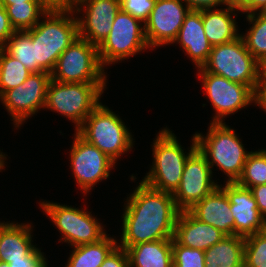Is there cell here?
I'll use <instances>...</instances> for the list:
<instances>
[{
    "label": "cell",
    "instance_id": "ba28073f",
    "mask_svg": "<svg viewBox=\"0 0 266 267\" xmlns=\"http://www.w3.org/2000/svg\"><path fill=\"white\" fill-rule=\"evenodd\" d=\"M98 46L78 38L58 58L51 79L62 83L106 84Z\"/></svg>",
    "mask_w": 266,
    "mask_h": 267
},
{
    "label": "cell",
    "instance_id": "60d3db41",
    "mask_svg": "<svg viewBox=\"0 0 266 267\" xmlns=\"http://www.w3.org/2000/svg\"><path fill=\"white\" fill-rule=\"evenodd\" d=\"M266 9V0H248L241 8L240 12L251 14L263 12Z\"/></svg>",
    "mask_w": 266,
    "mask_h": 267
},
{
    "label": "cell",
    "instance_id": "d6a6232c",
    "mask_svg": "<svg viewBox=\"0 0 266 267\" xmlns=\"http://www.w3.org/2000/svg\"><path fill=\"white\" fill-rule=\"evenodd\" d=\"M155 3L156 0H120V8L140 20L144 25Z\"/></svg>",
    "mask_w": 266,
    "mask_h": 267
},
{
    "label": "cell",
    "instance_id": "7402d4cb",
    "mask_svg": "<svg viewBox=\"0 0 266 267\" xmlns=\"http://www.w3.org/2000/svg\"><path fill=\"white\" fill-rule=\"evenodd\" d=\"M235 11H240V9L230 5H227L225 9L202 10L205 35L212 47L229 43L240 37L241 34L237 32V22L234 19L237 15ZM232 14L235 15L232 16Z\"/></svg>",
    "mask_w": 266,
    "mask_h": 267
},
{
    "label": "cell",
    "instance_id": "d6986e66",
    "mask_svg": "<svg viewBox=\"0 0 266 267\" xmlns=\"http://www.w3.org/2000/svg\"><path fill=\"white\" fill-rule=\"evenodd\" d=\"M224 237L220 230L199 221L189 211H180L173 235L179 245L205 251Z\"/></svg>",
    "mask_w": 266,
    "mask_h": 267
},
{
    "label": "cell",
    "instance_id": "484cf974",
    "mask_svg": "<svg viewBox=\"0 0 266 267\" xmlns=\"http://www.w3.org/2000/svg\"><path fill=\"white\" fill-rule=\"evenodd\" d=\"M11 25L16 31L32 29L49 10L40 1L4 5ZM42 15V16H41Z\"/></svg>",
    "mask_w": 266,
    "mask_h": 267
},
{
    "label": "cell",
    "instance_id": "44dd1931",
    "mask_svg": "<svg viewBox=\"0 0 266 267\" xmlns=\"http://www.w3.org/2000/svg\"><path fill=\"white\" fill-rule=\"evenodd\" d=\"M31 224H15L1 222L0 224V261L24 259L36 247L32 244Z\"/></svg>",
    "mask_w": 266,
    "mask_h": 267
},
{
    "label": "cell",
    "instance_id": "ac0fdd59",
    "mask_svg": "<svg viewBox=\"0 0 266 267\" xmlns=\"http://www.w3.org/2000/svg\"><path fill=\"white\" fill-rule=\"evenodd\" d=\"M199 221L212 225L226 236L234 235V218L230 201L218 186L188 210Z\"/></svg>",
    "mask_w": 266,
    "mask_h": 267
},
{
    "label": "cell",
    "instance_id": "5b68a950",
    "mask_svg": "<svg viewBox=\"0 0 266 267\" xmlns=\"http://www.w3.org/2000/svg\"><path fill=\"white\" fill-rule=\"evenodd\" d=\"M76 133L114 162L133 147V138L121 118L100 103Z\"/></svg>",
    "mask_w": 266,
    "mask_h": 267
},
{
    "label": "cell",
    "instance_id": "d590c367",
    "mask_svg": "<svg viewBox=\"0 0 266 267\" xmlns=\"http://www.w3.org/2000/svg\"><path fill=\"white\" fill-rule=\"evenodd\" d=\"M15 31L4 8L0 11V48L6 44Z\"/></svg>",
    "mask_w": 266,
    "mask_h": 267
},
{
    "label": "cell",
    "instance_id": "7a4b0ae2",
    "mask_svg": "<svg viewBox=\"0 0 266 267\" xmlns=\"http://www.w3.org/2000/svg\"><path fill=\"white\" fill-rule=\"evenodd\" d=\"M74 10H49L32 29L26 30L34 44L35 63L52 73L59 56L79 38Z\"/></svg>",
    "mask_w": 266,
    "mask_h": 267
},
{
    "label": "cell",
    "instance_id": "1f68e13d",
    "mask_svg": "<svg viewBox=\"0 0 266 267\" xmlns=\"http://www.w3.org/2000/svg\"><path fill=\"white\" fill-rule=\"evenodd\" d=\"M173 267H205V252L179 245L172 239Z\"/></svg>",
    "mask_w": 266,
    "mask_h": 267
},
{
    "label": "cell",
    "instance_id": "f546056e",
    "mask_svg": "<svg viewBox=\"0 0 266 267\" xmlns=\"http://www.w3.org/2000/svg\"><path fill=\"white\" fill-rule=\"evenodd\" d=\"M237 183L243 187L251 188L266 184V150L251 152L244 164L242 175Z\"/></svg>",
    "mask_w": 266,
    "mask_h": 267
},
{
    "label": "cell",
    "instance_id": "e0dca14e",
    "mask_svg": "<svg viewBox=\"0 0 266 267\" xmlns=\"http://www.w3.org/2000/svg\"><path fill=\"white\" fill-rule=\"evenodd\" d=\"M230 201V210L234 218V235L247 237L266 229V220L259 212L256 200L250 188L237 182L219 185Z\"/></svg>",
    "mask_w": 266,
    "mask_h": 267
},
{
    "label": "cell",
    "instance_id": "f1b7e54d",
    "mask_svg": "<svg viewBox=\"0 0 266 267\" xmlns=\"http://www.w3.org/2000/svg\"><path fill=\"white\" fill-rule=\"evenodd\" d=\"M3 48L31 73H39L43 70L35 63L34 44L31 36L26 31H15L7 40Z\"/></svg>",
    "mask_w": 266,
    "mask_h": 267
},
{
    "label": "cell",
    "instance_id": "7c38bea8",
    "mask_svg": "<svg viewBox=\"0 0 266 267\" xmlns=\"http://www.w3.org/2000/svg\"><path fill=\"white\" fill-rule=\"evenodd\" d=\"M51 74L32 73L23 84L6 91L0 100L12 117L14 126L19 128L30 116L44 109Z\"/></svg>",
    "mask_w": 266,
    "mask_h": 267
},
{
    "label": "cell",
    "instance_id": "9c48e42d",
    "mask_svg": "<svg viewBox=\"0 0 266 267\" xmlns=\"http://www.w3.org/2000/svg\"><path fill=\"white\" fill-rule=\"evenodd\" d=\"M40 206L63 235L60 240L72 247L99 242L107 235L91 212L48 201Z\"/></svg>",
    "mask_w": 266,
    "mask_h": 267
},
{
    "label": "cell",
    "instance_id": "f35d334b",
    "mask_svg": "<svg viewBox=\"0 0 266 267\" xmlns=\"http://www.w3.org/2000/svg\"><path fill=\"white\" fill-rule=\"evenodd\" d=\"M48 10H74L78 0H39Z\"/></svg>",
    "mask_w": 266,
    "mask_h": 267
},
{
    "label": "cell",
    "instance_id": "ee69618b",
    "mask_svg": "<svg viewBox=\"0 0 266 267\" xmlns=\"http://www.w3.org/2000/svg\"><path fill=\"white\" fill-rule=\"evenodd\" d=\"M6 155L5 154H3V152H0V171L1 170H3L4 169V162H5V160L7 159L6 157H5ZM5 159V160H4Z\"/></svg>",
    "mask_w": 266,
    "mask_h": 267
},
{
    "label": "cell",
    "instance_id": "8fae6325",
    "mask_svg": "<svg viewBox=\"0 0 266 267\" xmlns=\"http://www.w3.org/2000/svg\"><path fill=\"white\" fill-rule=\"evenodd\" d=\"M198 69L200 71L198 76H201L199 79H202L205 94L215 110L212 122L222 123L224 117L255 102V92L249 86L208 73L202 67Z\"/></svg>",
    "mask_w": 266,
    "mask_h": 267
},
{
    "label": "cell",
    "instance_id": "2e32d148",
    "mask_svg": "<svg viewBox=\"0 0 266 267\" xmlns=\"http://www.w3.org/2000/svg\"><path fill=\"white\" fill-rule=\"evenodd\" d=\"M82 9L85 16H81L83 19L77 18L79 37L99 46L112 29V23L121 9L120 0H78L74 12L81 13Z\"/></svg>",
    "mask_w": 266,
    "mask_h": 267
},
{
    "label": "cell",
    "instance_id": "7bdbcfd3",
    "mask_svg": "<svg viewBox=\"0 0 266 267\" xmlns=\"http://www.w3.org/2000/svg\"><path fill=\"white\" fill-rule=\"evenodd\" d=\"M27 1H39V0H3L4 5H11L13 3H24Z\"/></svg>",
    "mask_w": 266,
    "mask_h": 267
},
{
    "label": "cell",
    "instance_id": "cb8c5ba5",
    "mask_svg": "<svg viewBox=\"0 0 266 267\" xmlns=\"http://www.w3.org/2000/svg\"><path fill=\"white\" fill-rule=\"evenodd\" d=\"M245 238L226 236L205 250V267H244Z\"/></svg>",
    "mask_w": 266,
    "mask_h": 267
},
{
    "label": "cell",
    "instance_id": "836d02e7",
    "mask_svg": "<svg viewBox=\"0 0 266 267\" xmlns=\"http://www.w3.org/2000/svg\"><path fill=\"white\" fill-rule=\"evenodd\" d=\"M10 267H47V261L44 254L38 248H35L24 259L11 260Z\"/></svg>",
    "mask_w": 266,
    "mask_h": 267
},
{
    "label": "cell",
    "instance_id": "6da1fadb",
    "mask_svg": "<svg viewBox=\"0 0 266 267\" xmlns=\"http://www.w3.org/2000/svg\"><path fill=\"white\" fill-rule=\"evenodd\" d=\"M127 198L118 246L127 249L139 243L173 239L180 210L172 193L155 190L141 181Z\"/></svg>",
    "mask_w": 266,
    "mask_h": 267
},
{
    "label": "cell",
    "instance_id": "3957f363",
    "mask_svg": "<svg viewBox=\"0 0 266 267\" xmlns=\"http://www.w3.org/2000/svg\"><path fill=\"white\" fill-rule=\"evenodd\" d=\"M152 147L153 165L142 182L155 190L173 194L180 185L187 158L197 148L196 137L193 135L192 145L185 155L176 135L164 128Z\"/></svg>",
    "mask_w": 266,
    "mask_h": 267
},
{
    "label": "cell",
    "instance_id": "5bb4252c",
    "mask_svg": "<svg viewBox=\"0 0 266 267\" xmlns=\"http://www.w3.org/2000/svg\"><path fill=\"white\" fill-rule=\"evenodd\" d=\"M70 164L78 186L87 194L99 181L110 176V170L116 162L75 132Z\"/></svg>",
    "mask_w": 266,
    "mask_h": 267
},
{
    "label": "cell",
    "instance_id": "83f0119b",
    "mask_svg": "<svg viewBox=\"0 0 266 267\" xmlns=\"http://www.w3.org/2000/svg\"><path fill=\"white\" fill-rule=\"evenodd\" d=\"M32 73L3 47L0 48V97L8 90L18 87Z\"/></svg>",
    "mask_w": 266,
    "mask_h": 267
},
{
    "label": "cell",
    "instance_id": "30bf717a",
    "mask_svg": "<svg viewBox=\"0 0 266 267\" xmlns=\"http://www.w3.org/2000/svg\"><path fill=\"white\" fill-rule=\"evenodd\" d=\"M150 48L140 20L120 9L112 29L98 46L99 59L103 67L115 64ZM105 65V66H104Z\"/></svg>",
    "mask_w": 266,
    "mask_h": 267
},
{
    "label": "cell",
    "instance_id": "f6af8a7d",
    "mask_svg": "<svg viewBox=\"0 0 266 267\" xmlns=\"http://www.w3.org/2000/svg\"><path fill=\"white\" fill-rule=\"evenodd\" d=\"M262 76L266 79V63L262 66Z\"/></svg>",
    "mask_w": 266,
    "mask_h": 267
},
{
    "label": "cell",
    "instance_id": "9a60e30c",
    "mask_svg": "<svg viewBox=\"0 0 266 267\" xmlns=\"http://www.w3.org/2000/svg\"><path fill=\"white\" fill-rule=\"evenodd\" d=\"M183 3L182 0H156L149 18L144 23L145 37L150 48L173 44L191 10Z\"/></svg>",
    "mask_w": 266,
    "mask_h": 267
},
{
    "label": "cell",
    "instance_id": "bcb514c9",
    "mask_svg": "<svg viewBox=\"0 0 266 267\" xmlns=\"http://www.w3.org/2000/svg\"><path fill=\"white\" fill-rule=\"evenodd\" d=\"M0 267H10L7 262L0 261Z\"/></svg>",
    "mask_w": 266,
    "mask_h": 267
},
{
    "label": "cell",
    "instance_id": "277c9868",
    "mask_svg": "<svg viewBox=\"0 0 266 267\" xmlns=\"http://www.w3.org/2000/svg\"><path fill=\"white\" fill-rule=\"evenodd\" d=\"M208 128L206 136L195 133L197 148L205 155L211 170L215 165L227 174L226 182H237L251 152L245 151L234 129L225 122H211Z\"/></svg>",
    "mask_w": 266,
    "mask_h": 267
},
{
    "label": "cell",
    "instance_id": "4dcf8cb0",
    "mask_svg": "<svg viewBox=\"0 0 266 267\" xmlns=\"http://www.w3.org/2000/svg\"><path fill=\"white\" fill-rule=\"evenodd\" d=\"M244 267H266V229L245 237Z\"/></svg>",
    "mask_w": 266,
    "mask_h": 267
},
{
    "label": "cell",
    "instance_id": "b9f144b4",
    "mask_svg": "<svg viewBox=\"0 0 266 267\" xmlns=\"http://www.w3.org/2000/svg\"><path fill=\"white\" fill-rule=\"evenodd\" d=\"M248 0H227L232 7L241 8Z\"/></svg>",
    "mask_w": 266,
    "mask_h": 267
},
{
    "label": "cell",
    "instance_id": "4fadbf2b",
    "mask_svg": "<svg viewBox=\"0 0 266 267\" xmlns=\"http://www.w3.org/2000/svg\"><path fill=\"white\" fill-rule=\"evenodd\" d=\"M205 155L196 148L187 158L179 187L173 198L180 211H188L219 185L212 180Z\"/></svg>",
    "mask_w": 266,
    "mask_h": 267
},
{
    "label": "cell",
    "instance_id": "7dc6e473",
    "mask_svg": "<svg viewBox=\"0 0 266 267\" xmlns=\"http://www.w3.org/2000/svg\"><path fill=\"white\" fill-rule=\"evenodd\" d=\"M5 7H4V4H3V0H0V11L3 10Z\"/></svg>",
    "mask_w": 266,
    "mask_h": 267
},
{
    "label": "cell",
    "instance_id": "603a6c76",
    "mask_svg": "<svg viewBox=\"0 0 266 267\" xmlns=\"http://www.w3.org/2000/svg\"><path fill=\"white\" fill-rule=\"evenodd\" d=\"M126 251L130 267H173L172 239L139 243Z\"/></svg>",
    "mask_w": 266,
    "mask_h": 267
},
{
    "label": "cell",
    "instance_id": "52a82bcc",
    "mask_svg": "<svg viewBox=\"0 0 266 267\" xmlns=\"http://www.w3.org/2000/svg\"><path fill=\"white\" fill-rule=\"evenodd\" d=\"M106 84L62 83L50 80L45 108L56 111L75 124V131L101 103Z\"/></svg>",
    "mask_w": 266,
    "mask_h": 267
},
{
    "label": "cell",
    "instance_id": "8d00e7d4",
    "mask_svg": "<svg viewBox=\"0 0 266 267\" xmlns=\"http://www.w3.org/2000/svg\"><path fill=\"white\" fill-rule=\"evenodd\" d=\"M191 10L214 9L216 6L229 5L227 0H182Z\"/></svg>",
    "mask_w": 266,
    "mask_h": 267
},
{
    "label": "cell",
    "instance_id": "8992f818",
    "mask_svg": "<svg viewBox=\"0 0 266 267\" xmlns=\"http://www.w3.org/2000/svg\"><path fill=\"white\" fill-rule=\"evenodd\" d=\"M202 68L231 82L247 85L254 92L262 76V65L247 50L241 36L229 43L213 46Z\"/></svg>",
    "mask_w": 266,
    "mask_h": 267
},
{
    "label": "cell",
    "instance_id": "ab89813d",
    "mask_svg": "<svg viewBox=\"0 0 266 267\" xmlns=\"http://www.w3.org/2000/svg\"><path fill=\"white\" fill-rule=\"evenodd\" d=\"M255 104L266 112V79L261 76L255 91Z\"/></svg>",
    "mask_w": 266,
    "mask_h": 267
},
{
    "label": "cell",
    "instance_id": "ffe728a7",
    "mask_svg": "<svg viewBox=\"0 0 266 267\" xmlns=\"http://www.w3.org/2000/svg\"><path fill=\"white\" fill-rule=\"evenodd\" d=\"M179 43L197 68L202 67L210 56L212 45L208 41L202 22V10H190L173 43Z\"/></svg>",
    "mask_w": 266,
    "mask_h": 267
},
{
    "label": "cell",
    "instance_id": "e575fe53",
    "mask_svg": "<svg viewBox=\"0 0 266 267\" xmlns=\"http://www.w3.org/2000/svg\"><path fill=\"white\" fill-rule=\"evenodd\" d=\"M100 267H130L126 249L116 246L106 257Z\"/></svg>",
    "mask_w": 266,
    "mask_h": 267
},
{
    "label": "cell",
    "instance_id": "4316f807",
    "mask_svg": "<svg viewBox=\"0 0 266 267\" xmlns=\"http://www.w3.org/2000/svg\"><path fill=\"white\" fill-rule=\"evenodd\" d=\"M252 24L246 35H240L251 55L263 66L266 63V14L256 12L246 15Z\"/></svg>",
    "mask_w": 266,
    "mask_h": 267
},
{
    "label": "cell",
    "instance_id": "74e56055",
    "mask_svg": "<svg viewBox=\"0 0 266 267\" xmlns=\"http://www.w3.org/2000/svg\"><path fill=\"white\" fill-rule=\"evenodd\" d=\"M262 217L266 220V184L250 188Z\"/></svg>",
    "mask_w": 266,
    "mask_h": 267
},
{
    "label": "cell",
    "instance_id": "d4e9b609",
    "mask_svg": "<svg viewBox=\"0 0 266 267\" xmlns=\"http://www.w3.org/2000/svg\"><path fill=\"white\" fill-rule=\"evenodd\" d=\"M117 243L106 235L99 242L75 246L66 267H100Z\"/></svg>",
    "mask_w": 266,
    "mask_h": 267
}]
</instances>
